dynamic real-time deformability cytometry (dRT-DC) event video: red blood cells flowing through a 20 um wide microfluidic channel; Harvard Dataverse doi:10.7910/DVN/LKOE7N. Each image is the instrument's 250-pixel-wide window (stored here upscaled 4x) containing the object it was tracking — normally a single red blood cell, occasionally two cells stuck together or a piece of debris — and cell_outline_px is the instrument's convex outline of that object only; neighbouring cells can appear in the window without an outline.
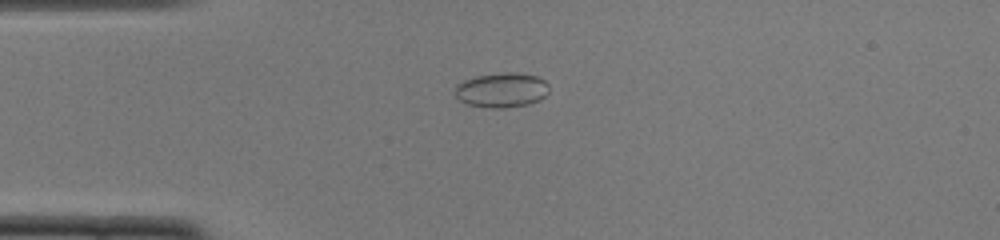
{"species": "common noctule bat (a hibernating species)", "species_latin": "Nyctalus noctula", "temperature_condition": "cold", "stored_images_in_passage": 51, "camera_frame_rate_fps": 3000, "um_per_image_px": 0.085, "animal": {"sex": "female", "body_mass_g": 22.0, "forearm_length_mm": 56.7}, "frame": {"image": 1, "passage_image": 13, "time_ms": 4.0, "image_size_px": [1000, 240], "cell_outline_px": [[548, 92], [540, 100], [528, 104], [504, 108], [492, 108], [468, 104], [460, 100], [456, 96], [456, 84], [464, 80], [476, 76], [508, 72], [516, 72], [536, 76], [544, 80], [548, 84]], "centroid_in_image_um": [42.66, 7.65], "position_along_channel_um": 42.3, "area_um2": 18.9}}
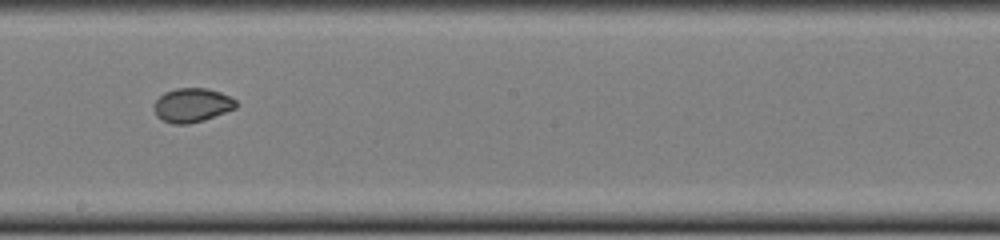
{"frame": {"image": 2, "passage_image": 29, "time_ms": 9.333, "image_size_px": [1000, 240], "cell_outline_px": [[236, 108], [204, 120], [188, 124], [172, 124], [156, 116], [152, 108], [156, 100], [164, 92], [176, 88], [208, 88], [220, 92], [236, 100]], "centroid_in_image_um": [16.3, 8.93], "position_along_channel_um": 231.9, "area_um2": 16.3}}
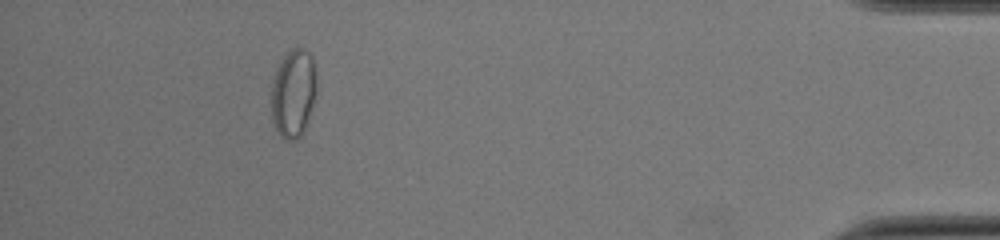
{"frame": {"image": 3, "passage_image": 47, "time_ms": 15.333, "image_size_px": [1000, 240], "cell_outline_px": [[316, 92], [308, 120], [304, 132], [296, 140], [284, 140], [280, 136], [272, 120], [272, 84], [280, 60], [292, 48], [304, 48], [312, 56], [316, 72]], "centroid_in_image_um": [24.95, 7.93], "position_along_channel_um": 410.3, "area_um2": 23.29}}